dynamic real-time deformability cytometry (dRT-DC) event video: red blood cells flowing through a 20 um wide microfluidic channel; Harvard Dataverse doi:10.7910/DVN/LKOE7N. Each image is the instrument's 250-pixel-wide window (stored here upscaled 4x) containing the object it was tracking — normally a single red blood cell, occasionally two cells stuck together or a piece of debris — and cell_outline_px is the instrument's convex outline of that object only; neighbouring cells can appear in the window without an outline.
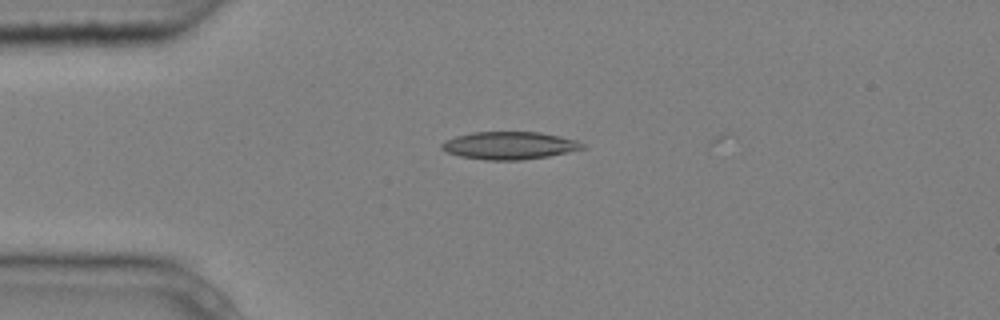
{"species": "common noctule bat (a hibernating species)", "species_latin": "Nyctalus noctula", "temperature_condition": "cold", "stored_images_in_passage": 3, "camera_frame_rate_fps": 3000, "um_per_image_px": 0.085, "animal": {"sex": "male", "body_mass_g": 20.4}, "frame": {"image": 1, "passage_image": 2, "time_ms": 0.333, "image_size_px": [1000, 320], "cell_outline_px": [[584, 148], [548, 156], [520, 160], [488, 160], [460, 156], [448, 152], [440, 148], [440, 144], [444, 140], [456, 136], [472, 132], [540, 132], [560, 136], [576, 140], [584, 144]], "centroid_in_image_um": [43.26, 12.36], "position_along_channel_um": 41.7, "area_um2": 22.54}}